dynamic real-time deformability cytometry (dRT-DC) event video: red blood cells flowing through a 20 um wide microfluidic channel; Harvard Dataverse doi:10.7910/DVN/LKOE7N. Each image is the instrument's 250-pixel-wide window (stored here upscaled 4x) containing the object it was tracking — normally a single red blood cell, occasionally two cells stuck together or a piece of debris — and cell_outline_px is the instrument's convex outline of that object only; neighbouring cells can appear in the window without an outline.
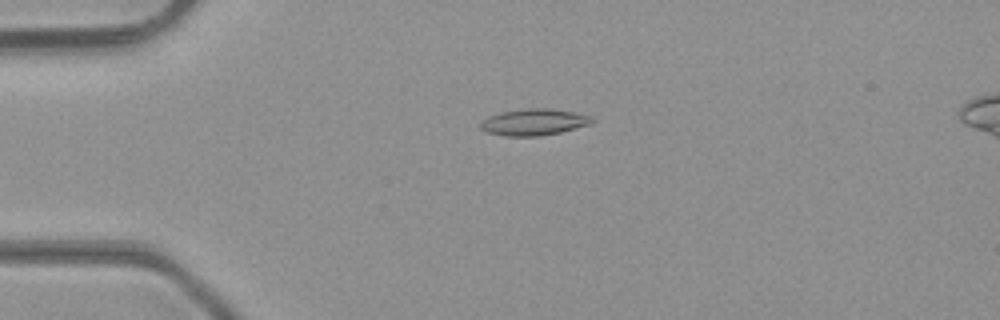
{"species": "common noctule bat (a hibernating species)", "species_latin": "Nyctalus noctula", "temperature_condition": "room temperature", "stored_images_in_passage": 39, "camera_frame_rate_fps": 3000, "um_per_image_px": 0.085, "animal": {"sex": "male", "body_mass_g": 23.1, "forearm_length_mm": 52.7}, "frame": {"image": 1, "passage_image": 3, "time_ms": 0.667, "image_size_px": [1000, 320], "cell_outline_px": [[596, 120], [592, 124], [560, 132], [540, 136], [504, 136], [484, 132], [480, 128], [480, 120], [488, 116], [500, 112], [524, 108], [548, 108], [576, 112], [592, 116]], "centroid_in_image_um": [45.37, 10.37], "position_along_channel_um": 39.6, "area_um2": 17.63}}
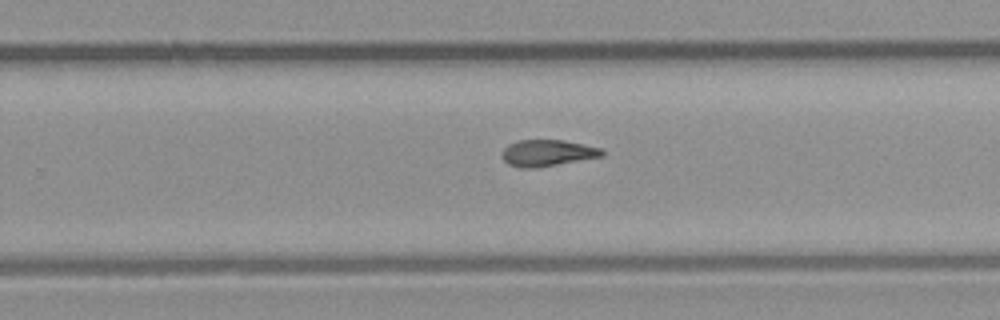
{"frame": {"image": 2, "passage_image": 22, "time_ms": 7.0, "image_size_px": [1000, 320], "cell_outline_px": [[604, 156], [536, 168], [520, 168], [508, 164], [500, 156], [504, 148], [508, 144], [516, 140], [564, 140], [584, 144], [600, 148], [604, 152]], "centroid_in_image_um": [46.5, 13.0], "position_along_channel_um": 283.3, "area_um2": 15.55}}
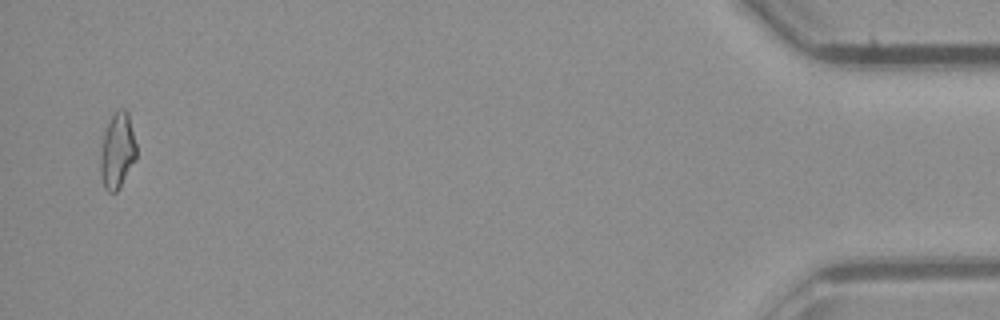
{"frame": {"image": 3, "passage_image": 38, "time_ms": 12.333, "image_size_px": [1000, 320], "cell_outline_px": [[136, 160], [116, 192], [108, 192], [104, 188], [100, 176], [100, 156], [104, 132], [112, 116], [116, 112], [124, 108], [128, 112], [136, 144]], "centroid_in_image_um": [9.97, 12.85], "position_along_channel_um": 425.2, "area_um2": 15.72}, "authors_computed_cell_mechanics": {"area_um2": 15.6638, "velocity_mm_per_s": 4.337, "shape_relaxation_time_tau1_ms": 8.2789, "shape_relaxation_time_tau2_ms": 5.7952, "deformation_change_tau1": 0.2197, "deformation_change_tau2": 0.1484}}